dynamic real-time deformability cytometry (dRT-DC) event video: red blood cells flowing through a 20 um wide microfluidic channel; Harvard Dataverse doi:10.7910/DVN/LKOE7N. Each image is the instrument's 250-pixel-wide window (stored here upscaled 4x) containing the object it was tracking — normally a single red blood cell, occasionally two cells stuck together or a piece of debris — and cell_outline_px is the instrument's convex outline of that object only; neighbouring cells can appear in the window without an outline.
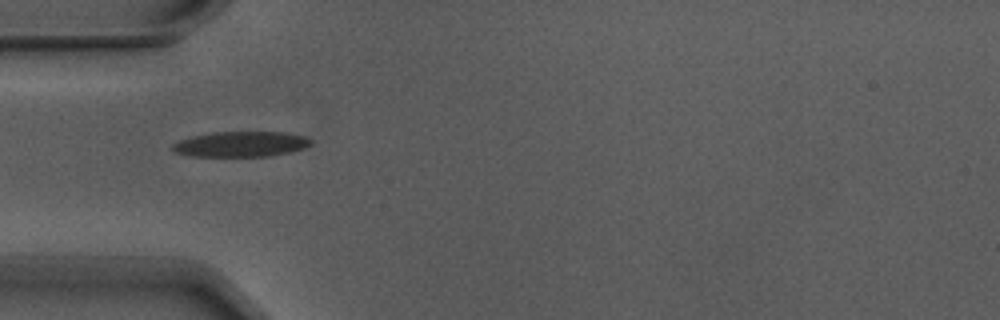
{"species": "Egyptian fruit bat (a non-hibernating species)", "species_latin": "Rousettus aegyptiacus", "temperature_condition": "warm", "stored_images_in_passage": 1, "camera_frame_rate_fps": 3000, "um_per_image_px": 0.085, "animal": {"sex": "male"}, "frame": {"image": 1, "passage_image": 1, "time_ms": 0.0, "image_size_px": [1000, 320], "cell_outline_px": [[312, 144], [304, 148], [288, 152], [268, 156], [192, 156], [176, 152], [172, 148], [172, 144], [180, 140], [192, 136], [212, 132], [284, 132], [304, 136], [312, 140]], "centroid_in_image_um": [20.48, 12.24], "position_along_channel_um": 64.5, "area_um2": 20.29}}